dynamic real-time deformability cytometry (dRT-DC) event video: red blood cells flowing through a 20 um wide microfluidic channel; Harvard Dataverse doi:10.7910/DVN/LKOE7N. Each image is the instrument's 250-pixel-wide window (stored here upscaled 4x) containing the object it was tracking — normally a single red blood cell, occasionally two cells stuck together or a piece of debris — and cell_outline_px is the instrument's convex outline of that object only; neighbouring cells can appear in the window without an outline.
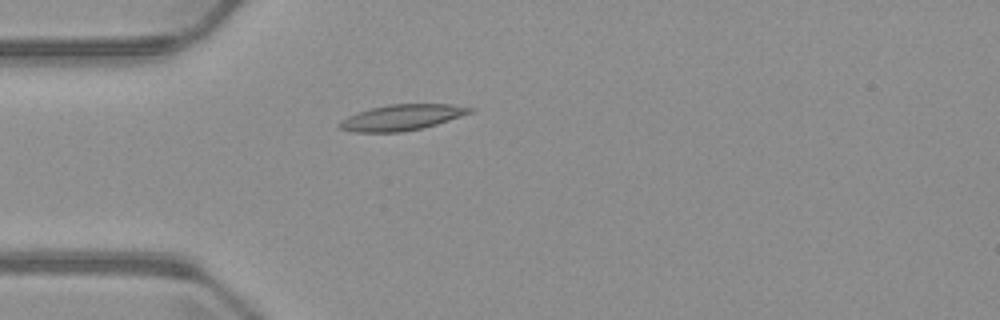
{"species": "common noctule bat (a hibernating species)", "species_latin": "Nyctalus noctula", "temperature_condition": "warm", "stored_images_in_passage": 4, "camera_frame_rate_fps": 3000, "um_per_image_px": 0.085, "animal": {"sex": "male", "body_mass_g": 23.1, "forearm_length_mm": 52.7}, "frame": {"image": 1, "passage_image": 4, "time_ms": 3.667, "image_size_px": [1000, 320], "cell_outline_px": [[476, 108], [472, 112], [424, 128], [400, 132], [352, 132], [340, 128], [336, 124], [340, 120], [356, 112], [388, 104], [452, 104]], "centroid_in_image_um": [34.12, 9.98], "position_along_channel_um": 50.9, "area_um2": 19.65}}